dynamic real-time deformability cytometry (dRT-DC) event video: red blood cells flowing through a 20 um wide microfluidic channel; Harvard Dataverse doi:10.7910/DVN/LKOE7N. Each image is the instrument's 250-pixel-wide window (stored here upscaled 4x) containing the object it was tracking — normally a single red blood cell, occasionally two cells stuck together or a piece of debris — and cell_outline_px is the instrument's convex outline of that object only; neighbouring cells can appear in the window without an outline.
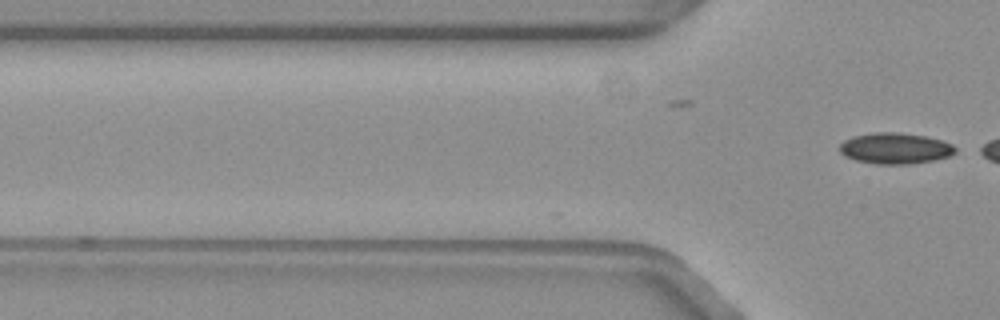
{"species": "common noctule bat (a hibernating species)", "species_latin": "Nyctalus noctula", "temperature_condition": "warm", "stored_images_in_passage": 2, "camera_frame_rate_fps": 3000, "um_per_image_px": 0.085, "animal": {"sex": "female", "body_mass_g": 19.3, "forearm_length_mm": 54.1}, "frame": {"image": 1, "passage_image": 2, "time_ms": 0.333, "image_size_px": [1000, 320], "cell_outline_px": [[956, 152], [948, 156], [932, 160], [912, 164], [876, 164], [856, 160], [844, 156], [840, 152], [840, 144], [844, 140], [852, 136], [876, 132], [896, 132], [924, 136], [940, 140], [952, 144], [956, 148]], "centroid_in_image_um": [76.06, 12.61], "position_along_channel_um": 49.7, "area_um2": 20.81}}